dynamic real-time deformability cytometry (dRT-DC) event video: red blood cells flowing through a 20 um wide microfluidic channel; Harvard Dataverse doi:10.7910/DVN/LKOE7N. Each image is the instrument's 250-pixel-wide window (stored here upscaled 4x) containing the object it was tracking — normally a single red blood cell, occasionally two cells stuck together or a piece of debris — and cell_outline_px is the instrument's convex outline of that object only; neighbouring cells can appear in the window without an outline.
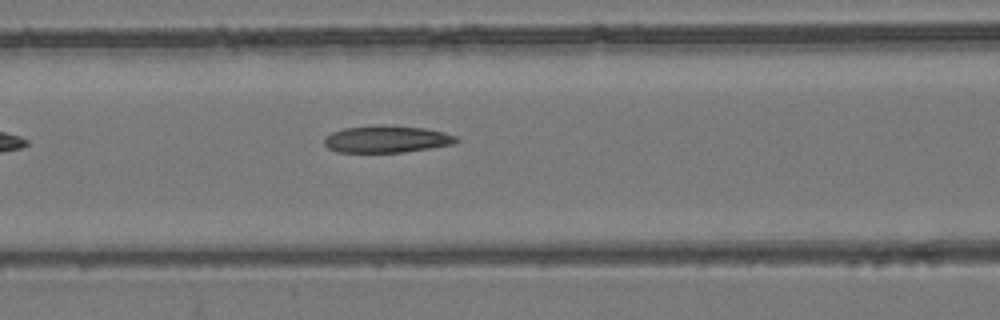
{"species": "common noctule bat (a hibernating species)", "species_latin": "Nyctalus noctula", "temperature_condition": "room temperature", "stored_images_in_passage": 4, "camera_frame_rate_fps": 3000, "um_per_image_px": 0.085, "animal": {"sex": "female", "body_mass_g": 24.6, "forearm_length_mm": 56.2}, "frame": {"image": 1, "passage_image": 4, "time_ms": 3.667, "image_size_px": [1000, 320], "cell_outline_px": [[460, 140], [456, 144], [404, 152], [336, 152], [328, 148], [324, 144], [324, 136], [332, 132], [344, 128], [376, 124], [384, 124], [424, 128], [444, 132], [456, 136]], "centroid_in_image_um": [32.86, 11.81], "position_along_channel_um": 133.7, "area_um2": 21.15}}